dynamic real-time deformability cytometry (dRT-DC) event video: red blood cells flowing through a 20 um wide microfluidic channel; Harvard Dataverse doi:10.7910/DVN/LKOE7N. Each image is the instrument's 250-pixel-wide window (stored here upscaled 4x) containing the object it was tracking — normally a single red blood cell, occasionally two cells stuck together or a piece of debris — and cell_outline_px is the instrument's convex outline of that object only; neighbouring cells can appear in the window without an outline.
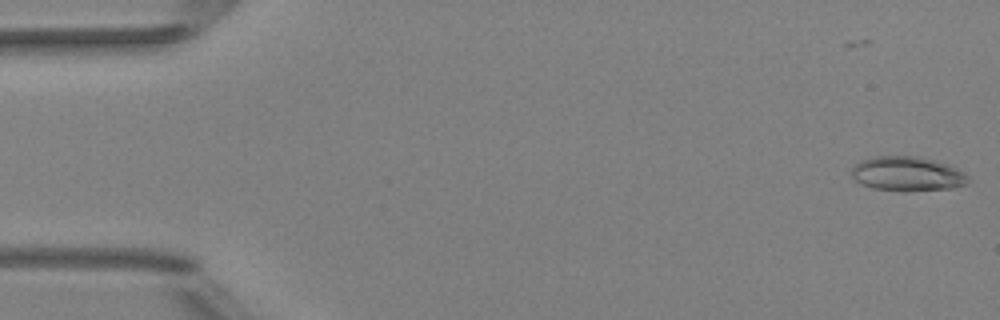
{"species": "Egyptian fruit bat (a non-hibernating species)", "species_latin": "Rousettus aegyptiacus", "temperature_condition": "room temperature", "stored_images_in_passage": 51, "camera_frame_rate_fps": 3000, "um_per_image_px": 0.085, "animal": {"sex": "female"}, "frame": {"image": 1, "passage_image": 1, "time_ms": 0.0, "image_size_px": [1000, 320], "cell_outline_px": [[972, 180], [968, 184], [952, 188], [872, 188], [856, 180], [852, 176], [852, 168], [860, 160], [872, 156], [916, 156], [936, 160], [956, 168], [964, 172]], "centroid_in_image_um": [77.15, 14.71], "position_along_channel_um": 7.8, "area_um2": 22.54}}
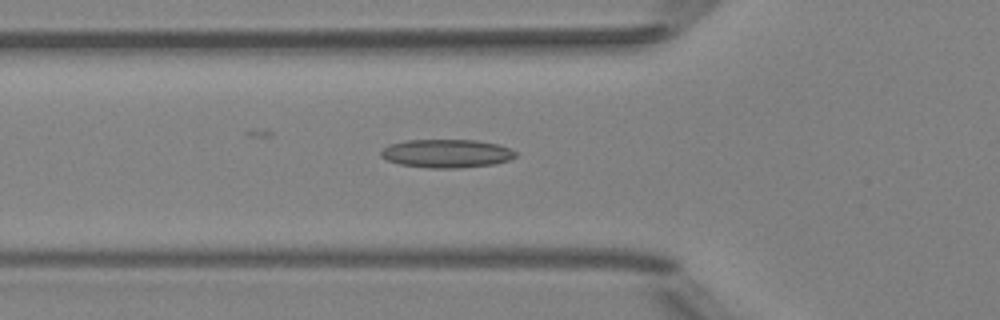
{"frame": {"image": 2, "passage_image": 18, "time_ms": 5.667, "image_size_px": [1000, 320], "cell_outline_px": [[516, 156], [508, 160], [492, 164], [456, 168], [428, 168], [400, 164], [388, 160], [380, 156], [380, 152], [388, 144], [404, 140], [476, 140], [496, 144], [508, 148], [516, 152]], "centroid_in_image_um": [37.91, 13.04], "position_along_channel_um": 87.9, "area_um2": 22.14}}
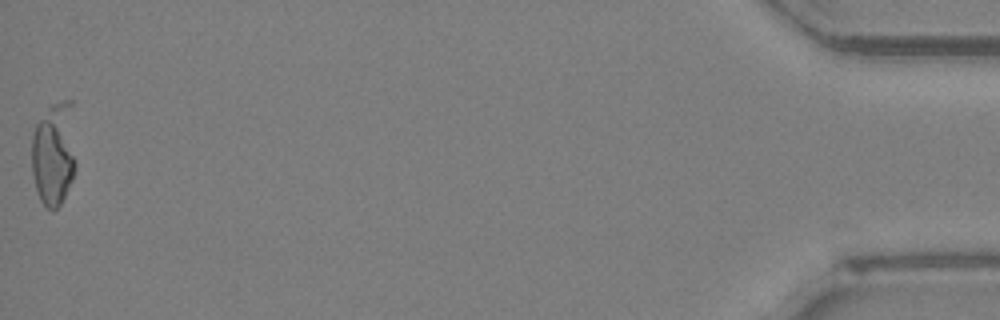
{"frame": {"image": 3, "passage_image": 51, "time_ms": 16.667, "image_size_px": [1000, 320], "cell_outline_px": [[76, 168], [72, 180], [60, 204], [52, 212], [40, 200], [36, 188], [32, 172], [32, 132], [36, 124], [48, 108], [52, 104], [64, 100], [72, 100], [76, 160]], "centroid_in_image_um": [4.6, 13.04], "position_along_channel_um": 430.6, "area_um2": 27.17}}